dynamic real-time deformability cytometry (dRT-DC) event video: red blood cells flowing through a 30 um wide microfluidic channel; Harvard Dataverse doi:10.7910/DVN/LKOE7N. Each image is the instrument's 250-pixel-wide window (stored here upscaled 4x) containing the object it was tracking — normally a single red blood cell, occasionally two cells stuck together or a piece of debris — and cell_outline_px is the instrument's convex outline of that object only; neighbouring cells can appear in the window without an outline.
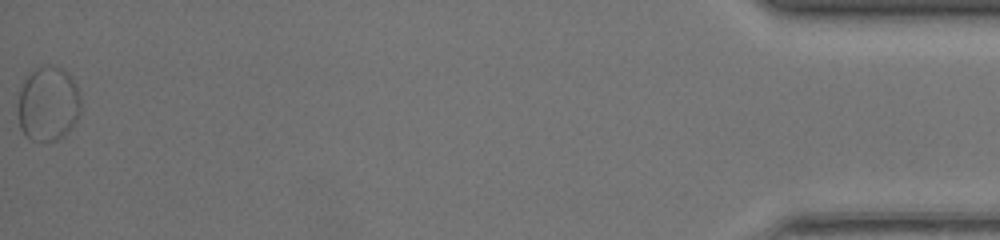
{"species": "common noctule bat (a hibernating species)", "species_latin": "Nyctalus noctula", "temperature_condition": "warm", "stored_images_in_passage": 49, "segment_of_instrument_passage": [2, 2], "camera_frame_rate_fps": 3000, "um_per_image_px": 0.085, "animal": {"sex": "female", "body_mass_g": 17.0, "forearm_length_mm": 48.0}, "frame": {"image": 1, "passage_image": 49, "time_ms": 16.0, "image_size_px": [1000, 240], "cell_outline_px": [[80, 116], [64, 136], [56, 140], [32, 140], [24, 136], [20, 128], [16, 108], [16, 104], [20, 88], [28, 72], [36, 68], [48, 64], [52, 64], [68, 72], [72, 76], [80, 92]], "centroid_in_image_um": [4.07, 8.8], "position_along_channel_um": 431.1, "area_um2": 28.15}}